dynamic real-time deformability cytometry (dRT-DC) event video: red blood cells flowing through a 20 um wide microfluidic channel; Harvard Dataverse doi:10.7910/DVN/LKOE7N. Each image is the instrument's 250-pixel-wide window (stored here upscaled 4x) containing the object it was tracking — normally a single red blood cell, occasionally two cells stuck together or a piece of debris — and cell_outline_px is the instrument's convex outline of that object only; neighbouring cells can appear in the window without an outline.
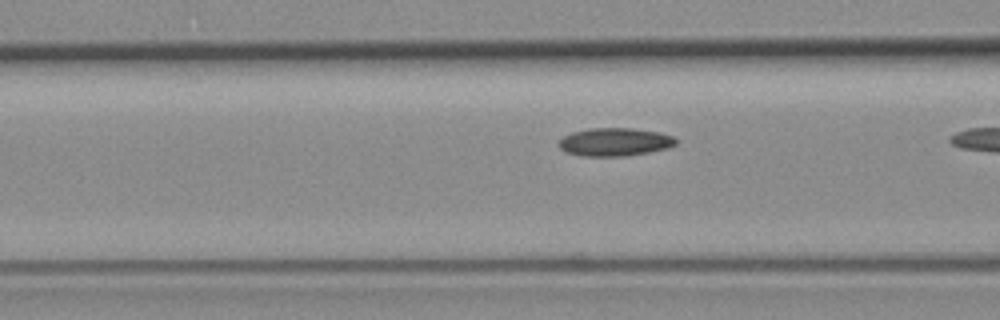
{"species": "common noctule bat (a hibernating species)", "species_latin": "Nyctalus noctula", "temperature_condition": "room temperature", "stored_images_in_passage": 19, "camera_frame_rate_fps": 3000, "um_per_image_px": 0.085, "animal": {"sex": "female", "body_mass_g": 19.3, "forearm_length_mm": 54.1}, "frame": {"image": 1, "passage_image": 18, "time_ms": 5.667, "image_size_px": [1000, 320], "cell_outline_px": [[676, 144], [668, 148], [648, 152], [624, 156], [584, 156], [568, 152], [560, 148], [560, 140], [564, 136], [572, 132], [588, 128], [632, 128], [660, 132], [672, 136], [676, 140]], "centroid_in_image_um": [52.27, 12.06], "position_along_channel_um": 114.3, "area_um2": 19.02}}